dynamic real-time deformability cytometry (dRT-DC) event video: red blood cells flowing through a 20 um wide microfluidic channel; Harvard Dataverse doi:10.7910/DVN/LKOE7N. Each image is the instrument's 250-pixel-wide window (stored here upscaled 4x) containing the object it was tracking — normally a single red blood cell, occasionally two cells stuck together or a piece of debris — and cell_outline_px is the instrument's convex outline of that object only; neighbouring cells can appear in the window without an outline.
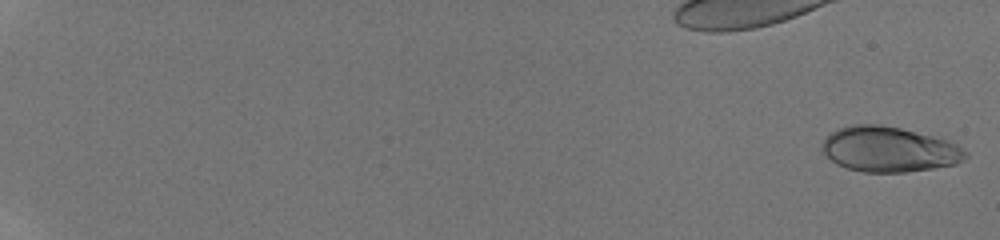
{"species": "human", "species_latin": "Homo sapiens", "temperature_condition": "room temperature", "stored_images_in_passage": 8, "camera_frame_rate_fps": 3000, "um_per_image_px": 0.085, "donor": {"sex": "male"}, "frame": {"image": 1, "passage_image": 1, "time_ms": 0.0, "image_size_px": [1000, 240], "cell_outline_px": [[968, 156], [964, 160], [956, 164], [932, 168], [904, 172], [864, 172], [848, 168], [836, 164], [824, 152], [820, 144], [836, 128], [852, 124], [880, 124], [900, 128], [948, 140], [956, 144], [968, 152]], "centroid_in_image_um": [75.58, 12.68], "position_along_channel_um": 9.4, "area_um2": 37.74}}
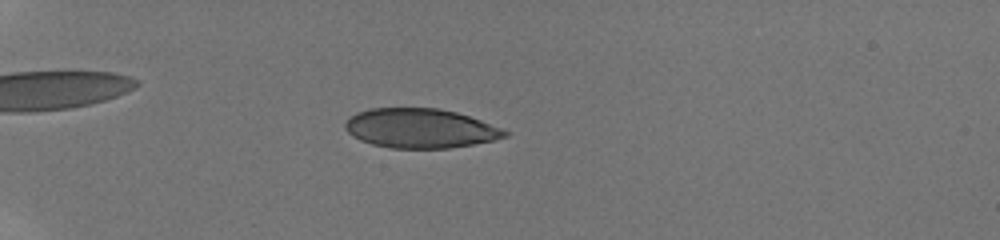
{"frame": {"image": 2, "passage_image": 6, "time_ms": 5.667, "image_size_px": [1000, 240], "cell_outline_px": [[508, 136], [492, 140], [472, 144], [448, 148], [388, 148], [372, 144], [360, 140], [352, 136], [344, 128], [344, 124], [356, 112], [372, 108], [440, 108], [456, 112], [480, 120], [500, 128], [508, 132]], "centroid_in_image_um": [35.68, 10.9], "position_along_channel_um": 49.3, "area_um2": 36.47}}
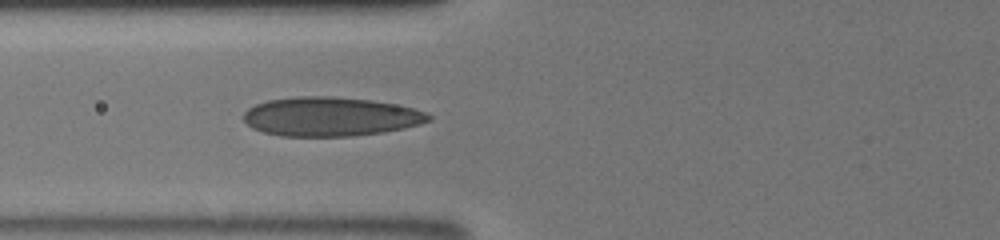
{"frame": {"image": 3, "passage_image": 8, "time_ms": 8.0, "image_size_px": [1000, 240], "cell_outline_px": [[432, 120], [420, 124], [404, 128], [384, 132], [352, 136], [280, 136], [264, 132], [252, 128], [244, 120], [244, 112], [248, 108], [256, 104], [268, 100], [296, 96], [332, 96], [372, 100], [412, 108], [428, 112], [432, 116]], "centroid_in_image_um": [28.1, 9.91], "position_along_channel_um": 97.7, "area_um2": 42.25}}